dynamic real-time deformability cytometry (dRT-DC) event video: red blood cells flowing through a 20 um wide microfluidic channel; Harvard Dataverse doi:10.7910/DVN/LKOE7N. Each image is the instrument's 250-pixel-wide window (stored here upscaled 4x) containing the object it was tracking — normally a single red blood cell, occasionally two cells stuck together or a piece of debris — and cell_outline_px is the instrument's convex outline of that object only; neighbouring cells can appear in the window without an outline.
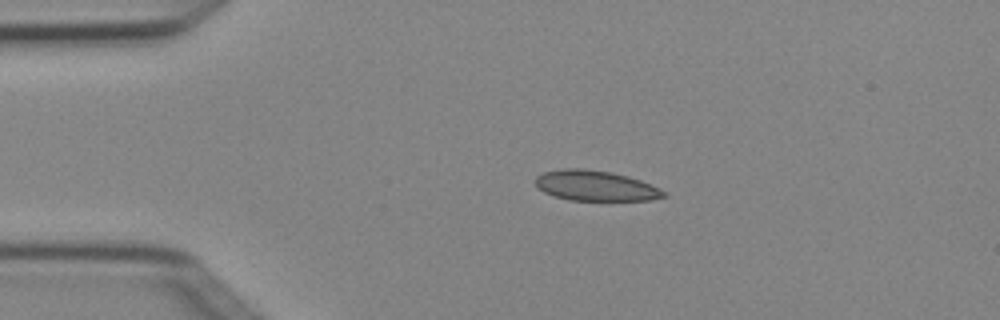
{"species": "Egyptian fruit bat (a non-hibernating species)", "species_latin": "Rousettus aegyptiacus", "temperature_condition": "cold", "stored_images_in_passage": 2, "camera_frame_rate_fps": 3000, "um_per_image_px": 0.085, "animal": {"sex": "female"}, "frame": {"image": 1, "passage_image": 1, "time_ms": 0.0, "image_size_px": [1000, 320], "cell_outline_px": [[668, 196], [652, 200], [568, 200], [552, 196], [544, 192], [536, 184], [536, 176], [544, 172], [564, 168], [580, 168], [612, 172], [628, 176], [640, 180], [660, 188], [668, 192]], "centroid_in_image_um": [50.66, 15.79], "position_along_channel_um": 34.3, "area_um2": 22.77}}